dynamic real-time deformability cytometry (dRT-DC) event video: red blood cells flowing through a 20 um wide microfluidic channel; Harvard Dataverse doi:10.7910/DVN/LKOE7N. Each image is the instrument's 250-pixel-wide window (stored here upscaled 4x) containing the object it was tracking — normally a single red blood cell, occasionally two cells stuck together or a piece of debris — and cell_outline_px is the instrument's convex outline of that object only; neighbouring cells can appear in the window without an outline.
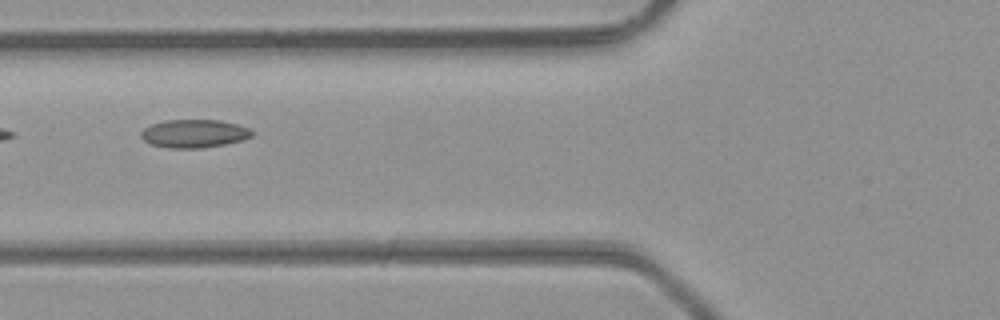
{"species": "common noctule bat (a hibernating species)", "species_latin": "Nyctalus noctula", "temperature_condition": "room temperature", "stored_images_in_passage": 3, "camera_frame_rate_fps": 3000, "um_per_image_px": 0.085, "animal": {"sex": "male", "body_mass_g": 23.1, "forearm_length_mm": 52.7}, "frame": {"image": 1, "passage_image": 3, "time_ms": 0.667, "image_size_px": [1000, 320], "cell_outline_px": [[252, 136], [240, 140], [224, 144], [200, 148], [168, 148], [152, 144], [144, 140], [140, 136], [140, 132], [144, 128], [152, 124], [164, 120], [220, 120], [236, 124], [248, 128], [252, 132]], "centroid_in_image_um": [16.46, 11.35], "position_along_channel_um": 109.3, "area_um2": 18.03}}